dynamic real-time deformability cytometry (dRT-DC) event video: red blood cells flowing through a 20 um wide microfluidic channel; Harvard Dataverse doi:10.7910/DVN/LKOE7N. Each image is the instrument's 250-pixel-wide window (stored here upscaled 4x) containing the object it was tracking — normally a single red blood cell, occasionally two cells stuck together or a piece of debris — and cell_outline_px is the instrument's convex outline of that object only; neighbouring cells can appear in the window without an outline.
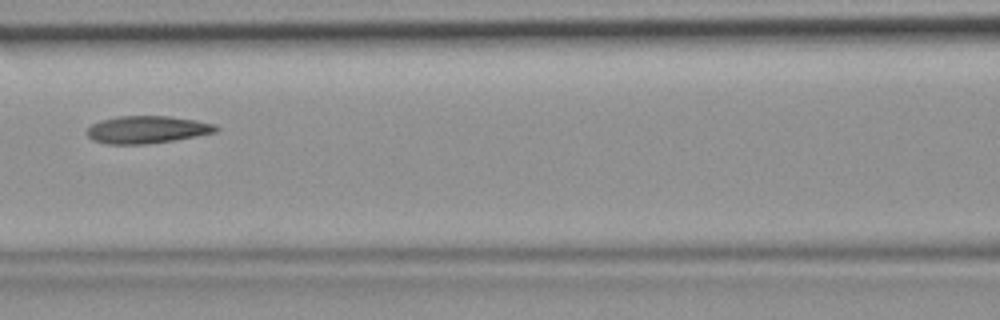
{"species": "common noctule bat (a hibernating species)", "species_latin": "Nyctalus noctula", "temperature_condition": "room temperature", "stored_images_in_passage": 7, "camera_frame_rate_fps": 3000, "um_per_image_px": 0.085, "animal": {"sex": "female", "body_mass_g": 19.9}, "frame": {"image": 1, "passage_image": 6, "time_ms": 1.667, "image_size_px": [1000, 320], "cell_outline_px": [[220, 128], [216, 132], [196, 136], [172, 140], [144, 144], [108, 144], [92, 140], [84, 132], [92, 124], [100, 120], [116, 116], [168, 116], [196, 120], [216, 124]], "centroid_in_image_um": [12.48, 11.01], "position_along_channel_um": 154.1, "area_um2": 20.69}}